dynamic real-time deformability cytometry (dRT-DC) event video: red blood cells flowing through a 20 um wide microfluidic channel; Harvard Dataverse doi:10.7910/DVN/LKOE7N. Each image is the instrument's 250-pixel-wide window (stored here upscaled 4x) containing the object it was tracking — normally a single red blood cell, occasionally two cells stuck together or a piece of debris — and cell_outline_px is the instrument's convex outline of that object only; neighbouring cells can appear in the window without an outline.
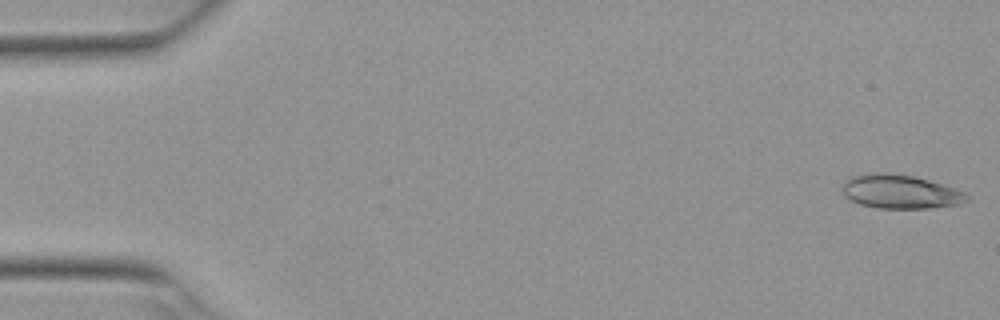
{"species": "Egyptian fruit bat (a non-hibernating species)", "species_latin": "Rousettus aegyptiacus", "temperature_condition": "warm", "stored_images_in_passage": 6, "camera_frame_rate_fps": 3000, "um_per_image_px": 0.085, "animal": {"sex": "female"}, "frame": {"image": 1, "passage_image": 1, "time_ms": 0.0, "image_size_px": [1000, 320], "cell_outline_px": [[972, 196], [968, 200], [960, 204], [932, 208], [876, 208], [860, 204], [844, 196], [840, 188], [848, 176], [864, 172], [888, 172], [912, 176], [944, 184], [964, 192]], "centroid_in_image_um": [76.48, 16.28], "position_along_channel_um": 8.5, "area_um2": 25.09}}
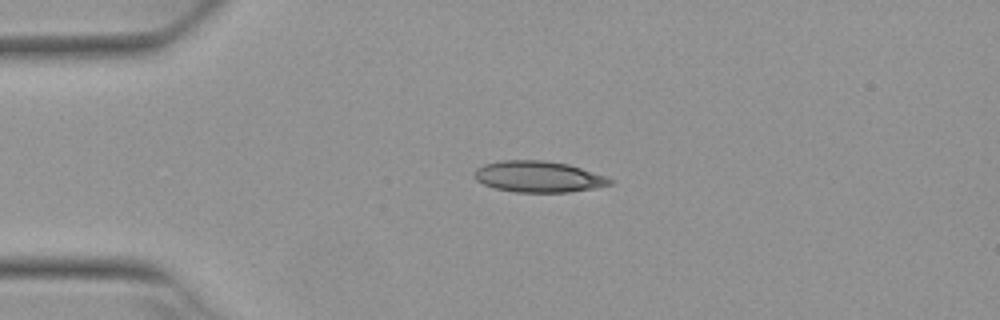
{"frame": {"image": 2, "passage_image": 4, "time_ms": 1.0, "image_size_px": [1000, 320], "cell_outline_px": [[616, 180], [612, 184], [592, 188], [568, 192], [516, 192], [496, 188], [484, 184], [476, 180], [472, 176], [472, 172], [476, 168], [484, 164], [500, 160], [544, 160], [568, 164]], "centroid_in_image_um": [45.72, 15.01], "position_along_channel_um": 39.3, "area_um2": 24.62}}